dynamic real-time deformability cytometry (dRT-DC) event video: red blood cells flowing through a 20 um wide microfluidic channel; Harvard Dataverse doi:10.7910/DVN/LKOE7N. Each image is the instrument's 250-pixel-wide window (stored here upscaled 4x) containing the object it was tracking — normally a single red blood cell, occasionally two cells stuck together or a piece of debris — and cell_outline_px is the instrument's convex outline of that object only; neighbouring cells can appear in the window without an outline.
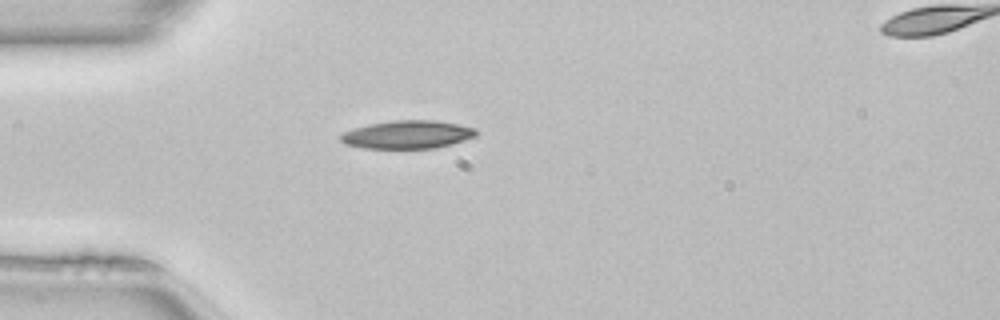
{"species": "common noctule bat (a hibernating species)", "species_latin": "Nyctalus noctula", "temperature_condition": "room temperature", "stored_images_in_passage": 37, "camera_frame_rate_fps": 3000, "um_per_image_px": 0.085, "animal": {"sex": "female", "body_mass_g": 22.7, "forearm_length_mm": 54.2}, "frame": {"image": 1, "passage_image": 1, "time_ms": 0.0, "image_size_px": [1000, 320], "cell_outline_px": [[476, 136], [452, 144], [436, 148], [364, 148], [344, 144], [340, 140], [340, 136], [344, 132], [368, 124], [392, 120], [436, 120], [476, 128]], "centroid_in_image_um": [34.63, 11.44], "position_along_channel_um": 50.4, "area_um2": 22.14}}
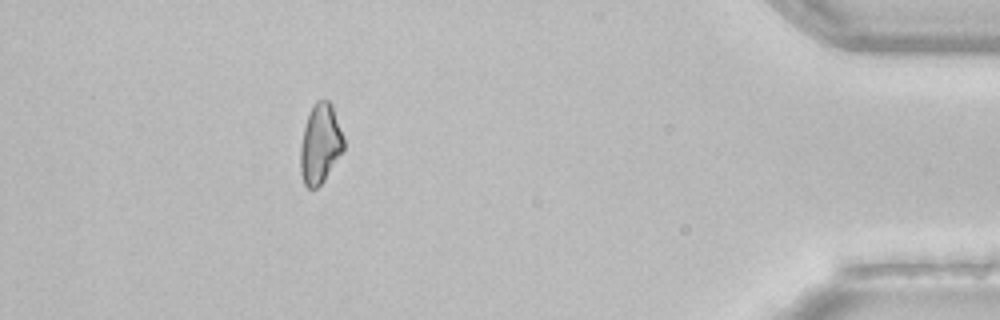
{"frame": {"image": 2, "passage_image": 32, "time_ms": 10.333, "image_size_px": [1000, 320], "cell_outline_px": [[344, 148], [324, 180], [316, 188], [308, 188], [304, 184], [300, 172], [300, 144], [308, 112], [312, 104], [316, 100], [328, 100], [332, 104], [344, 140]], "centroid_in_image_um": [27.19, 12.2], "position_along_channel_um": 408.0, "area_um2": 20.06}}